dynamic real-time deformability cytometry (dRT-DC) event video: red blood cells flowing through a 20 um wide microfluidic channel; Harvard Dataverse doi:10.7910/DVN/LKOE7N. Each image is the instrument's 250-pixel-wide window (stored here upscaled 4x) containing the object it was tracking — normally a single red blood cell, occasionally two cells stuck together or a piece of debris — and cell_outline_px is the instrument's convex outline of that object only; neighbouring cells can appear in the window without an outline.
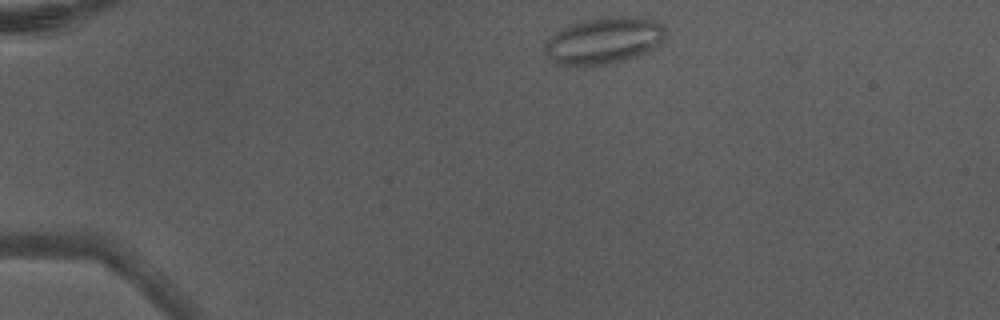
{"species": "Egyptian fruit bat (a non-hibernating species)", "species_latin": "Rousettus aegyptiacus", "temperature_condition": "warm", "stored_images_in_passage": 4, "camera_frame_rate_fps": 3000, "um_per_image_px": 0.085, "animal": {"sex": "male"}, "frame": {"image": 1, "passage_image": 1, "time_ms": 0.0, "image_size_px": [1000, 320], "cell_outline_px": [[668, 36], [652, 52], [604, 64], [580, 68], [556, 64], [544, 56], [544, 44], [560, 28], [580, 20], [604, 16], [640, 16], [664, 24], [668, 32]], "centroid_in_image_um": [51.35, 3.45], "position_along_channel_um": 33.7, "area_um2": 34.1}}
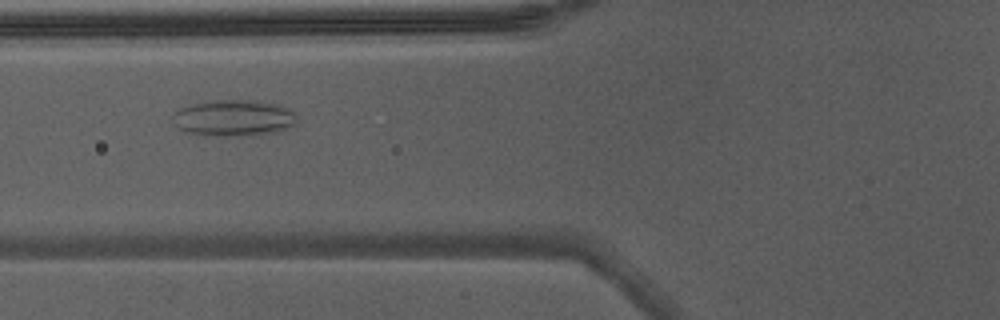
{"frame": {"image": 2, "passage_image": 4, "time_ms": 1.0, "image_size_px": [1000, 320], "cell_outline_px": [[296, 124], [280, 132], [252, 136], [196, 136], [172, 124], [172, 112], [180, 108], [192, 104], [216, 100], [256, 100], [276, 104], [296, 112]], "centroid_in_image_um": [19.85, 10.05], "position_along_channel_um": 105.9, "area_um2": 26.99}}